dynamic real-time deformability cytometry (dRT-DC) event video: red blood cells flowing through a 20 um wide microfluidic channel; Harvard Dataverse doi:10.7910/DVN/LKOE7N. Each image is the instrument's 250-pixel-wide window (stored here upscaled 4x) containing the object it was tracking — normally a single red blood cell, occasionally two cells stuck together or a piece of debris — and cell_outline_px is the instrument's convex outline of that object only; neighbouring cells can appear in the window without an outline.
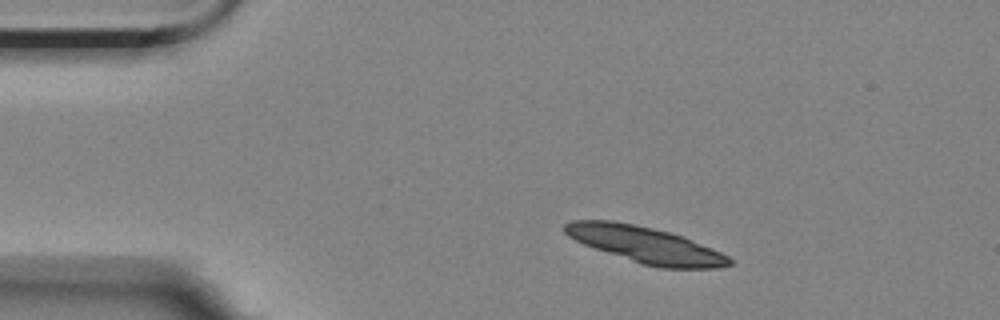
{"species": "Egyptian fruit bat (a non-hibernating species)", "species_latin": "Rousettus aegyptiacus", "temperature_condition": "room temperature", "stored_images_in_passage": 4, "camera_frame_rate_fps": 3000, "um_per_image_px": 0.085, "animal": {"sex": "female"}, "frame": {"image": 1, "passage_image": 2, "time_ms": 1.333, "image_size_px": [1000, 320], "cell_outline_px": [[732, 264], [720, 268], [660, 268], [640, 264], [584, 244], [568, 236], [564, 232], [564, 224], [572, 220], [612, 220], [636, 224], [684, 236], [720, 252], [728, 256], [732, 260]], "centroid_in_image_um": [54.86, 20.81], "position_along_channel_um": 30.1, "area_um2": 34.68}}